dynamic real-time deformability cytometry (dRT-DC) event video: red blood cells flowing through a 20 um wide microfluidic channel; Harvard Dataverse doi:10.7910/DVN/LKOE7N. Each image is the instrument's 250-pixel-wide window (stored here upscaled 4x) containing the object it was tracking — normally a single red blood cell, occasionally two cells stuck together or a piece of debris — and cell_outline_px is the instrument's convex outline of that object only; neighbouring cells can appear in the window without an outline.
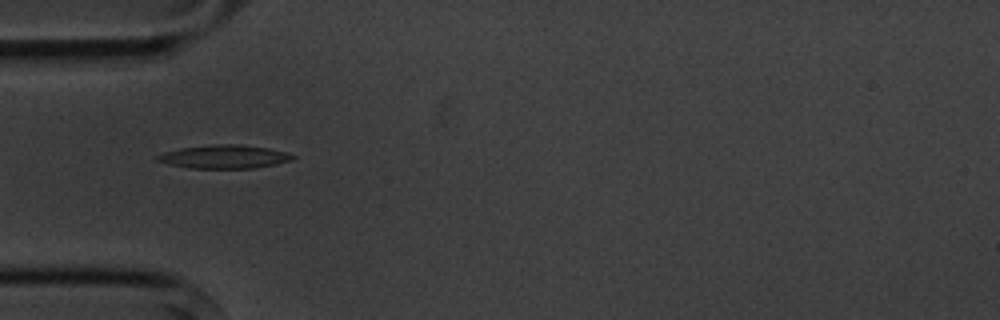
{"species": "common noctule bat (a hibernating species)", "species_latin": "Nyctalus noctula", "temperature_condition": "cold", "stored_images_in_passage": 10, "camera_frame_rate_fps": 3000, "um_per_image_px": 0.085, "animal": {"sex": "male", "body_mass_g": 20.1, "forearm_length_mm": 53.5}, "frame": {"image": 1, "passage_image": 5, "time_ms": 4.667, "image_size_px": [1000, 320], "cell_outline_px": [[296, 156], [292, 160], [276, 164], [252, 168], [188, 168], [168, 164], [156, 160], [156, 156], [164, 152], [180, 148], [216, 144], [240, 144], [268, 148], [288, 152]], "centroid_in_image_um": [19.07, 13.32], "position_along_channel_um": 65.9, "area_um2": 18.5}}
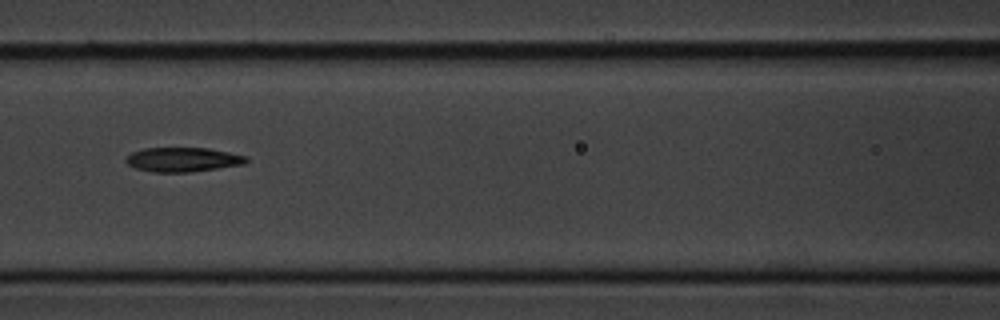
{"frame": {"image": 2, "passage_image": 7, "time_ms": 7.0, "image_size_px": [1000, 320], "cell_outline_px": [[248, 160], [244, 164], [188, 172], [152, 172], [136, 168], [128, 164], [124, 160], [132, 152], [144, 148], [208, 148], [248, 156]], "centroid_in_image_um": [15.53, 13.56], "position_along_channel_um": 151.1, "area_um2": 16.94}}
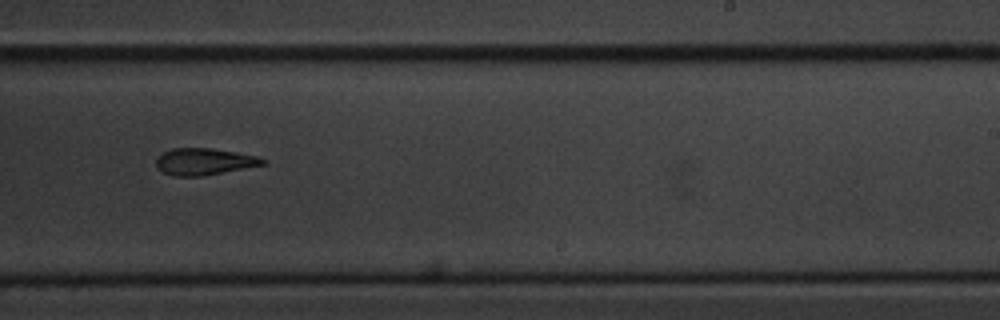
{"frame": {"image": 3, "passage_image": 10, "time_ms": 10.333, "image_size_px": [1000, 320], "cell_outline_px": [[268, 160], [264, 164], [200, 176], [172, 176], [156, 168], [156, 160], [164, 152], [172, 148], [212, 148], [236, 152], [256, 156]], "centroid_in_image_um": [17.33, 13.73], "position_along_channel_um": 271.7, "area_um2": 16.36}}